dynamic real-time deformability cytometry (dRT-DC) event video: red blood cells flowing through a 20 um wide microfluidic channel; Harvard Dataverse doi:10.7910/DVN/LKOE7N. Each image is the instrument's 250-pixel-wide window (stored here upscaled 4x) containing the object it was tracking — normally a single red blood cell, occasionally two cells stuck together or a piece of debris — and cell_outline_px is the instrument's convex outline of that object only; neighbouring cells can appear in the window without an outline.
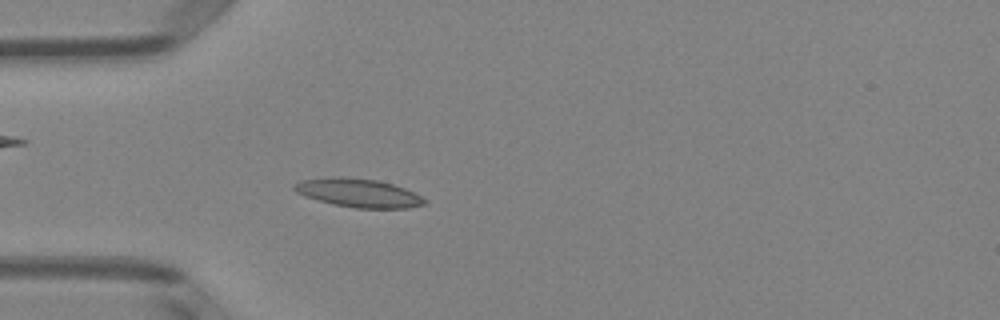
{"species": "Egyptian fruit bat (a non-hibernating species)", "species_latin": "Rousettus aegyptiacus", "temperature_condition": "room temperature", "stored_images_in_passage": 43, "camera_frame_rate_fps": 3000, "um_per_image_px": 0.085, "animal": {"sex": "female"}, "frame": {"image": 1, "passage_image": 7, "time_ms": 2.0, "image_size_px": [1000, 320], "cell_outline_px": [[428, 200], [424, 204], [408, 208], [356, 208], [332, 204], [304, 196], [296, 192], [292, 188], [292, 184], [300, 180], [336, 176], [344, 176], [376, 180], [392, 184], [404, 188]], "centroid_in_image_um": [30.41, 16.39], "position_along_channel_um": 54.6, "area_um2": 21.73}}
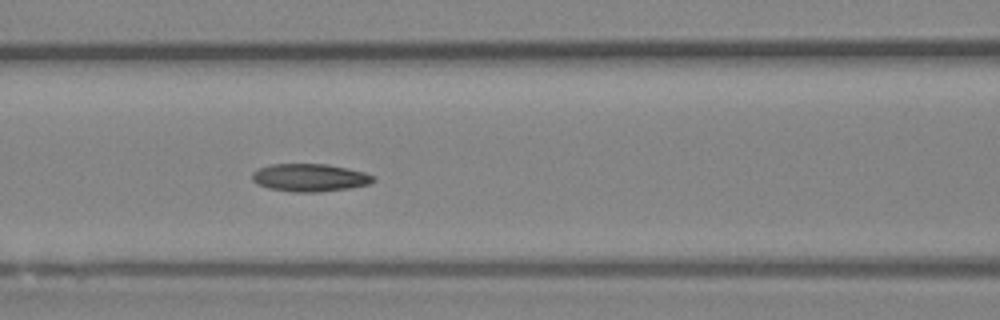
{"frame": {"image": 2, "passage_image": 14, "time_ms": 4.333, "image_size_px": [1000, 320], "cell_outline_px": [[376, 180], [368, 184], [348, 188], [320, 192], [292, 192], [268, 188], [256, 184], [252, 180], [252, 172], [256, 168], [268, 164], [328, 164], [348, 168], [364, 172], [376, 176]], "centroid_in_image_um": [26.3, 15.09], "position_along_channel_um": 140.3, "area_um2": 19.88}}
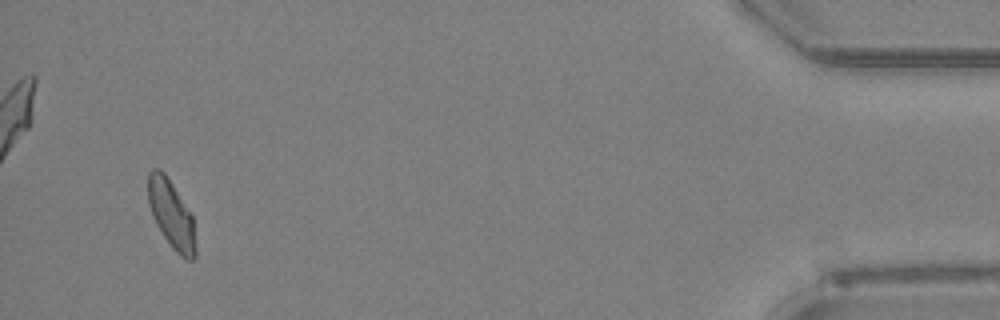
{"frame": {"image": 3, "passage_image": 41, "time_ms": 13.333, "image_size_px": [1000, 320], "cell_outline_px": [[196, 256], [192, 260], [188, 260], [180, 256], [172, 248], [156, 224], [152, 216], [148, 204], [148, 172], [152, 168], [160, 168], [164, 172], [172, 184], [192, 216], [196, 248]], "centroid_in_image_um": [14.54, 18.22], "position_along_channel_um": 420.7, "area_um2": 18.73}, "authors_computed_cell_mechanics": {"area_um2": 18.8428, "velocity_mm_per_s": 3.9783, "shape_relaxation_time_tau1_ms": 5.1535, "shape_relaxation_time_tau2_ms": 4.2909, "deformation_change_tau1": 0.1661, "deformation_change_tau2": 0.0909}}